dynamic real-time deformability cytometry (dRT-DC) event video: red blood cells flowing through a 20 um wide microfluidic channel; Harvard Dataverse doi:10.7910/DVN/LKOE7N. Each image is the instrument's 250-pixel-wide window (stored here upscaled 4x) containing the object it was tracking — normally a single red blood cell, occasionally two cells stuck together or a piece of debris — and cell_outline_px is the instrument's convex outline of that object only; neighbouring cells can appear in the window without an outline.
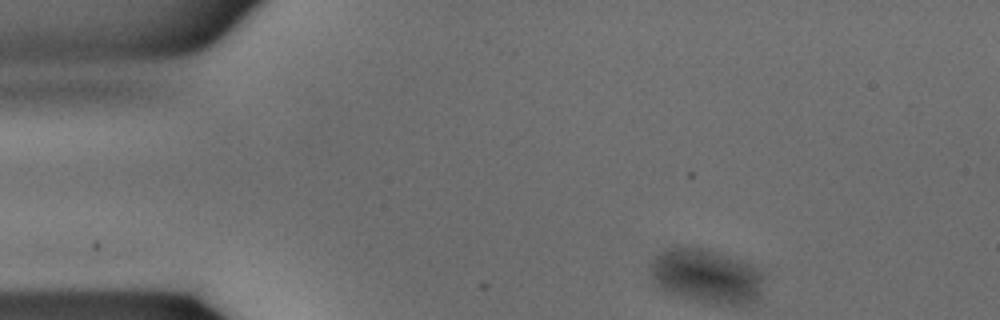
{"species": "common noctule bat (a hibernating species)", "species_latin": "Nyctalus noctula", "temperature_condition": "warm", "stored_images_in_passage": 16, "camera_frame_rate_fps": 3000, "um_per_image_px": 0.085, "animal": {"sex": "male", "body_mass_g": 15.6}, "frame": {"image": 1, "passage_image": 1, "time_ms": 0.0, "image_size_px": [1000, 320], "cell_outline_px": [[764, 276], [760, 296], [756, 300], [748, 304], [716, 304], [692, 300], [668, 292], [660, 288], [648, 272], [648, 264], [656, 252], [664, 248], [676, 244], [704, 248], [752, 264], [764, 272]], "centroid_in_image_um": [59.99, 23.42], "position_along_channel_um": 25.0, "area_um2": 36.88}}
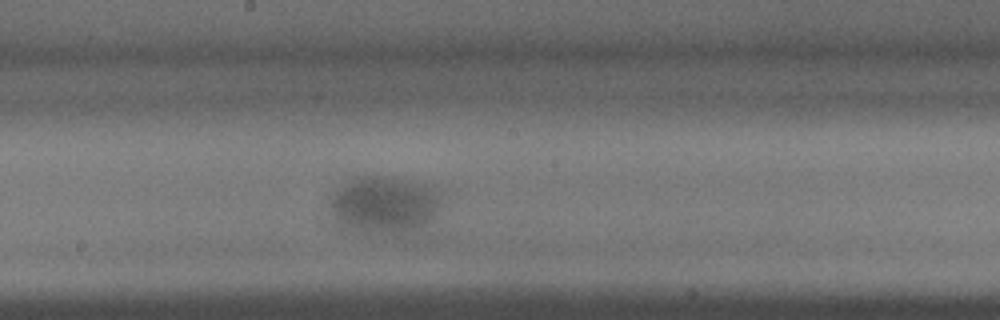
{"frame": {"image": 2, "passage_image": 15, "time_ms": 4.667, "image_size_px": [1000, 320], "cell_outline_px": [[432, 216], [416, 232], [404, 236], [368, 240], [348, 232], [344, 228], [332, 204], [336, 196], [344, 188], [364, 176], [420, 188], [424, 192], [432, 208]], "centroid_in_image_um": [32.45, 17.75], "position_along_channel_um": 215.8, "area_um2": 33.7}}